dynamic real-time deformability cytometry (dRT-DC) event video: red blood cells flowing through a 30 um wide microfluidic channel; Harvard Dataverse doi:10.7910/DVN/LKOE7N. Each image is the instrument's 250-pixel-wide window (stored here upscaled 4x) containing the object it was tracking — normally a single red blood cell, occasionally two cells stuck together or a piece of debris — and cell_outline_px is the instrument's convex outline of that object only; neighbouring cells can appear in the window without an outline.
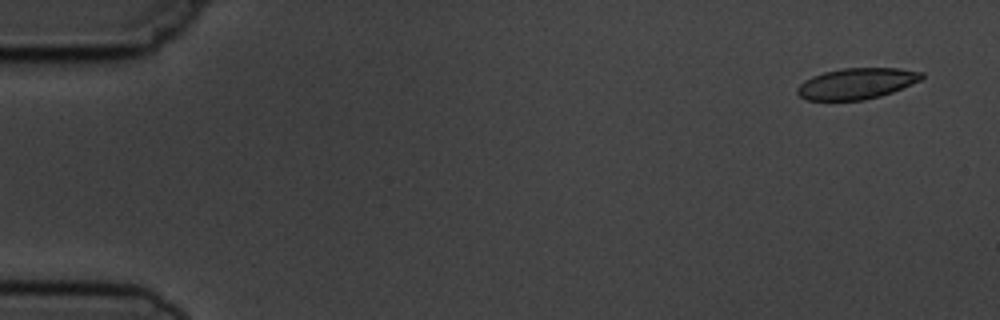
{"species": "common noctule bat (a hibernating species)", "species_latin": "Nyctalus noctula", "temperature_condition": "cold", "stored_images_in_passage": 4, "camera_frame_rate_fps": 3000, "um_per_image_px": 0.085, "animal": {"sex": "male", "body_mass_g": 19.5, "forearm_length_mm": 54.6}, "frame": {"image": 1, "passage_image": 1, "time_ms": 0.0, "image_size_px": [1000, 320], "cell_outline_px": [[924, 76], [920, 80], [892, 92], [880, 96], [864, 100], [804, 100], [796, 92], [796, 88], [804, 80], [812, 76], [824, 72], [844, 68], [900, 68], [924, 72]], "centroid_in_image_um": [72.79, 7.1], "position_along_channel_um": 12.2, "area_um2": 22.48}}
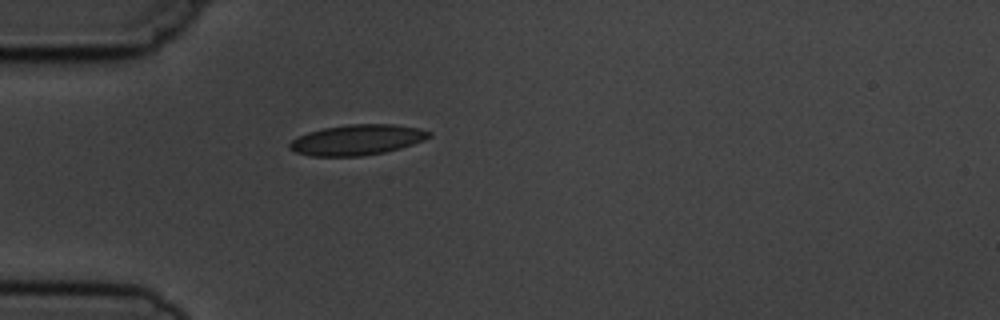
{"frame": {"image": 2, "passage_image": 4, "time_ms": 4.333, "image_size_px": [1000, 320], "cell_outline_px": [[432, 136], [424, 140], [400, 148], [384, 152], [360, 156], [312, 156], [296, 152], [288, 148], [288, 144], [292, 140], [308, 132], [324, 128], [348, 124], [392, 124], [416, 128], [432, 132]], "centroid_in_image_um": [30.35, 11.89], "position_along_channel_um": 54.7, "area_um2": 24.57}}